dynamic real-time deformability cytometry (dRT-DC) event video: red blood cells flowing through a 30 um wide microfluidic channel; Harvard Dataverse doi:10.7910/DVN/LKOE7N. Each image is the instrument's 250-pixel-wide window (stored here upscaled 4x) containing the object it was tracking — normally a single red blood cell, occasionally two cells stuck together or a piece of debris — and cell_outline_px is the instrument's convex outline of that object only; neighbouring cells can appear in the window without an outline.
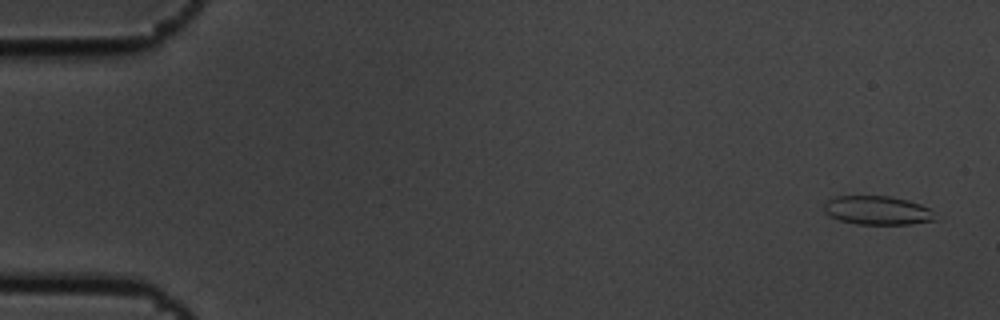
{"species": "common noctule bat (a hibernating species)", "species_latin": "Nyctalus noctula", "temperature_condition": "cold", "stored_images_in_passage": 5, "camera_frame_rate_fps": 3000, "um_per_image_px": 0.085, "animal": {"sex": "male", "body_mass_g": 19.5, "forearm_length_mm": 54.6}, "frame": {"image": 1, "passage_image": 1, "time_ms": 0.0, "image_size_px": [1000, 320], "cell_outline_px": [[936, 220], [912, 224], [856, 224], [840, 220], [824, 212], [824, 200], [836, 196], [892, 196], [908, 200], [920, 204], [928, 208], [932, 212]], "centroid_in_image_um": [74.55, 17.87], "position_along_channel_um": 10.4, "area_um2": 18.67}}
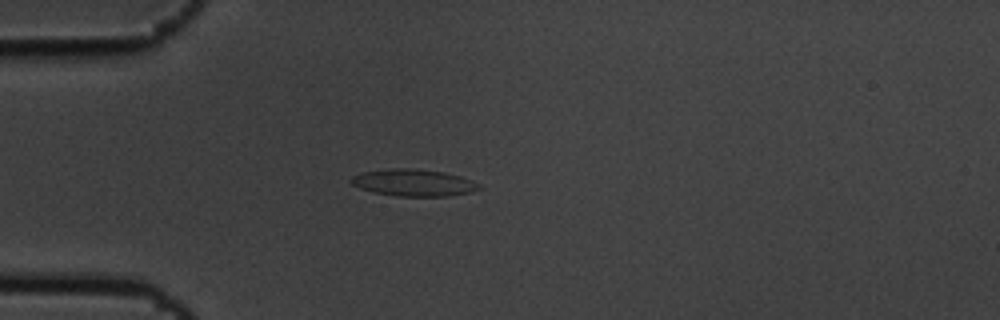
{"frame": {"image": 2, "passage_image": 5, "time_ms": 1.333, "image_size_px": [1000, 320], "cell_outline_px": [[480, 188], [472, 192], [448, 196], [396, 196], [372, 192], [360, 188], [352, 184], [348, 180], [352, 176], [364, 172], [396, 168], [412, 168], [444, 172], [460, 176], [472, 180], [480, 184]], "centroid_in_image_um": [35.16, 15.53], "position_along_channel_um": 49.8, "area_um2": 20.06}}